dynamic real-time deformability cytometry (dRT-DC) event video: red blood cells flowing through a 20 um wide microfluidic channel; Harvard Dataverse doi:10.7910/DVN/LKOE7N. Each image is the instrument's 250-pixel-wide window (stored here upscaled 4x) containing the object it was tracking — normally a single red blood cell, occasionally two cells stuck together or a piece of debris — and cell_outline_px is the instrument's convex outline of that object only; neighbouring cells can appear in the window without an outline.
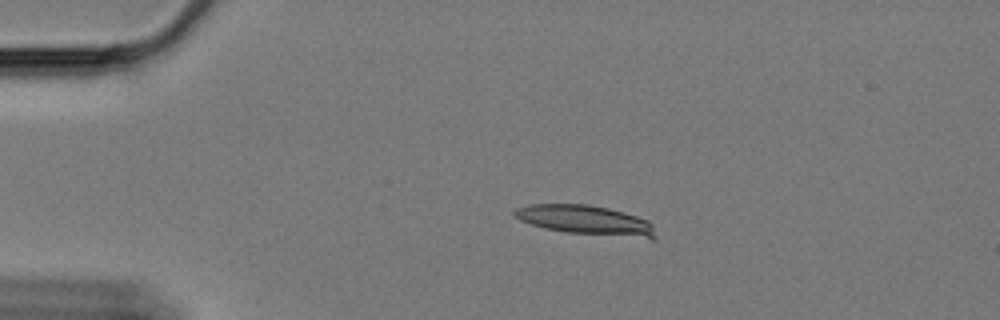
{"species": "Egyptian fruit bat (a non-hibernating species)", "species_latin": "Rousettus aegyptiacus", "temperature_condition": "cold", "stored_images_in_passage": 48, "camera_frame_rate_fps": 3000, "um_per_image_px": 0.085, "animal": {"sex": "female"}, "frame": {"image": 1, "passage_image": 1, "time_ms": 0.0, "image_size_px": [1000, 320], "cell_outline_px": [[656, 236], [652, 240], [568, 232], [548, 228], [532, 224], [520, 220], [512, 212], [516, 208], [528, 204], [588, 204], [608, 208], [624, 212], [648, 220], [652, 224]], "centroid_in_image_um": [49.85, 18.72], "position_along_channel_um": 35.1, "area_um2": 24.28}}
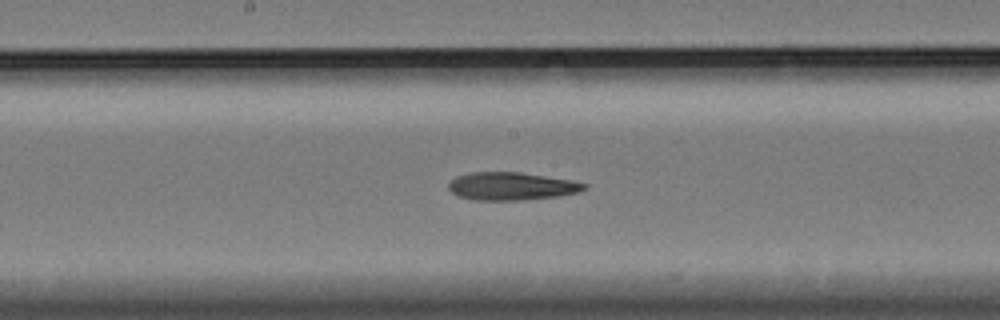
{"frame": {"image": 2, "passage_image": 20, "time_ms": 6.333, "image_size_px": [1000, 320], "cell_outline_px": [[588, 188], [576, 192], [556, 196], [520, 200], [476, 200], [460, 196], [452, 192], [448, 188], [448, 184], [456, 176], [468, 172], [520, 172], [568, 180], [588, 184]], "centroid_in_image_um": [43.43, 15.82], "position_along_channel_um": 204.8, "area_um2": 21.73}}
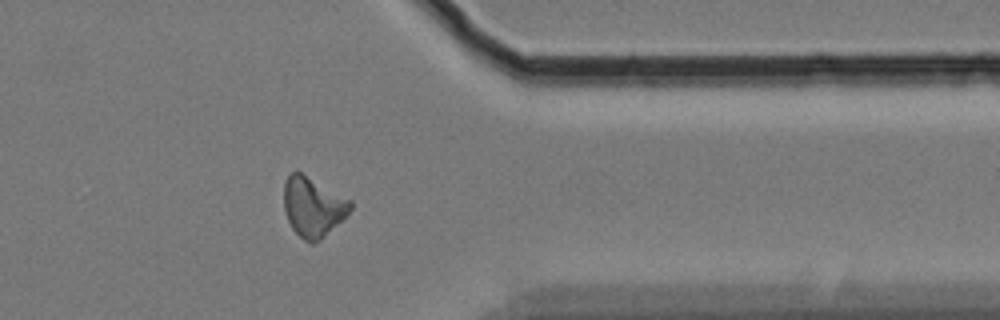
{"frame": {"image": 3, "passage_image": 37, "time_ms": 12.0, "image_size_px": [1000, 320], "cell_outline_px": [[352, 208], [320, 240], [312, 244], [304, 240], [292, 228], [284, 212], [284, 180], [288, 172], [300, 172], [352, 200]], "centroid_in_image_um": [26.57, 17.56], "position_along_channel_um": 384.8, "area_um2": 22.89}}